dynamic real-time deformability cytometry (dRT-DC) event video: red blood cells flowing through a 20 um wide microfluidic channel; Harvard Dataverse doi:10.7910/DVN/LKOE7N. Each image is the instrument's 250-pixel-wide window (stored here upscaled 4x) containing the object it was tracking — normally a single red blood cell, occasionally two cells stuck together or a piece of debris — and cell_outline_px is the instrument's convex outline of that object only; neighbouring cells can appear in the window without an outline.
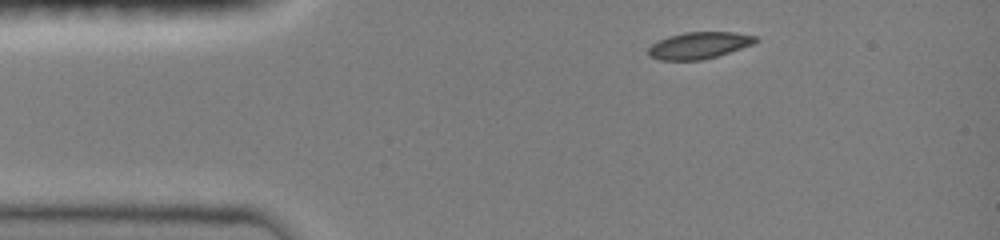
{"species": "common noctule bat (a hibernating species)", "species_latin": "Nyctalus noctula", "temperature_condition": "room temperature", "stored_images_in_passage": 3, "camera_frame_rate_fps": 3000, "um_per_image_px": 0.085, "animal": {"sex": "female", "body_mass_g": 19.0, "forearm_length_mm": 51.5}, "frame": {"image": 1, "passage_image": 1, "time_ms": 0.0, "image_size_px": [1000, 240], "cell_outline_px": [[760, 40], [752, 44], [716, 56], [700, 60], [660, 60], [648, 56], [648, 48], [652, 44], [668, 36], [684, 32], [732, 32], [756, 36]], "centroid_in_image_um": [59.39, 3.85], "position_along_channel_um": 25.6, "area_um2": 16.53}}